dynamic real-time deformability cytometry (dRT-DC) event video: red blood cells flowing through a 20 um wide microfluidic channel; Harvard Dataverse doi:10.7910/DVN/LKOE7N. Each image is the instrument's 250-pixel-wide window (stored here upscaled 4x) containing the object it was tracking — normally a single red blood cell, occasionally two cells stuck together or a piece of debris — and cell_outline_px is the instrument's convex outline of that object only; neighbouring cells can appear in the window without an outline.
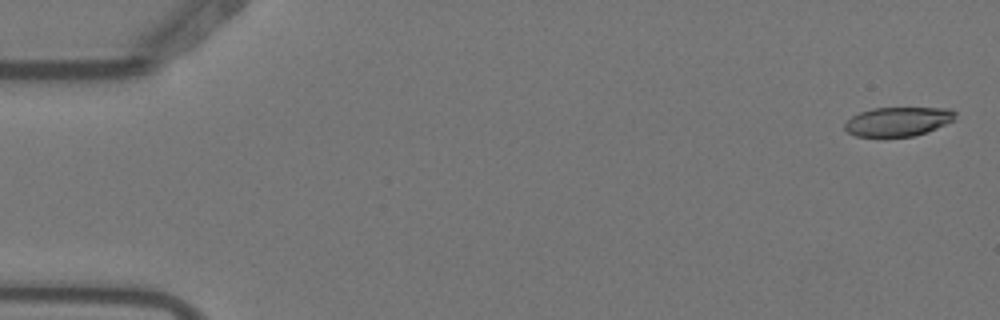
{"species": "Egyptian fruit bat (a non-hibernating species)", "species_latin": "Rousettus aegyptiacus", "temperature_condition": "warm", "stored_images_in_passage": 5, "camera_frame_rate_fps": 3000, "um_per_image_px": 0.085, "animal": {"sex": "female"}, "frame": {"image": 1, "passage_image": 1, "time_ms": 0.0, "image_size_px": [1000, 320], "cell_outline_px": [[956, 120], [936, 128], [912, 136], [856, 136], [848, 132], [844, 128], [844, 124], [852, 116], [860, 112], [872, 108], [952, 108], [956, 112]], "centroid_in_image_um": [76.36, 10.31], "position_along_channel_um": 8.6, "area_um2": 18.67}}
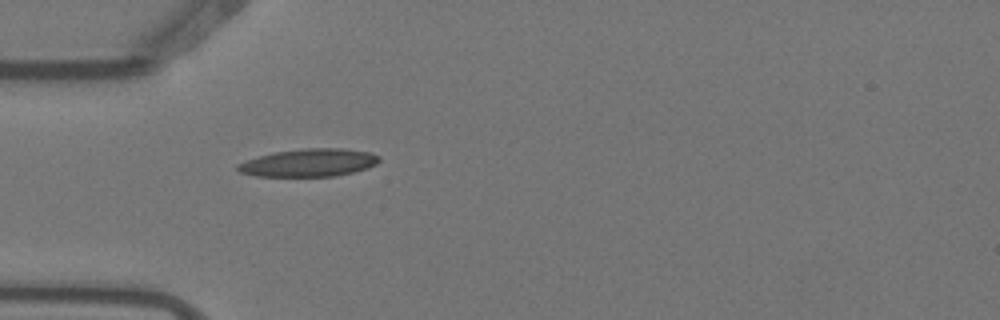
{"frame": {"image": 2, "passage_image": 5, "time_ms": 1.333, "image_size_px": [1000, 320], "cell_outline_px": [[380, 160], [376, 164], [368, 168], [336, 176], [256, 176], [240, 172], [236, 168], [236, 164], [260, 156], [276, 152], [304, 148], [340, 148], [372, 152], [380, 156]], "centroid_in_image_um": [26.3, 13.83], "position_along_channel_um": 58.7, "area_um2": 22.83}}